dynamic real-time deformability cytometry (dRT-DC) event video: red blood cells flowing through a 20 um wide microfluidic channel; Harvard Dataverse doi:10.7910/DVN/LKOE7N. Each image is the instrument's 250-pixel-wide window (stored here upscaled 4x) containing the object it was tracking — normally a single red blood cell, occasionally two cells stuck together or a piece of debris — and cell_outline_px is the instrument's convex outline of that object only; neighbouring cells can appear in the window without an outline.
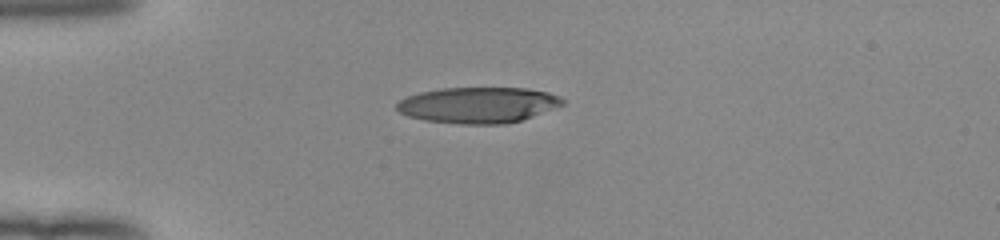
{"species": "human", "species_latin": "Homo sapiens", "temperature_condition": "room temperature", "stored_images_in_passage": 1, "camera_frame_rate_fps": 3000, "um_per_image_px": 0.085, "donor": {"sex": "female"}, "frame": {"image": 1, "passage_image": 1, "time_ms": 0.0, "image_size_px": [1000, 240], "cell_outline_px": [[552, 100], [524, 116], [516, 120], [452, 120], [468, 88], [508, 88], [540, 92], [548, 96]], "centroid_in_image_um": [42.4, 8.84], "position_along_channel_um": 42.6, "area_um2": 17.63}}